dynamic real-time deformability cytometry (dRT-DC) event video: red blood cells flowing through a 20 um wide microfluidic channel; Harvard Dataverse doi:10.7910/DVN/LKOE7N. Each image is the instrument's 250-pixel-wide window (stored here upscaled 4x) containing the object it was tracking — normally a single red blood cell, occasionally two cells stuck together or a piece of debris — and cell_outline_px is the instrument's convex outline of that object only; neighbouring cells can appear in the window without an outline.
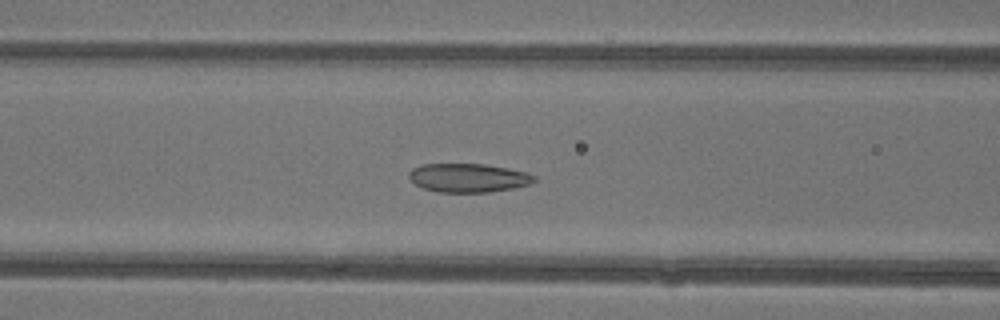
{"species": "common noctule bat (a hibernating species)", "species_latin": "Nyctalus noctula", "temperature_condition": "warm", "stored_images_in_passage": 47, "camera_frame_rate_fps": 3000, "um_per_image_px": 0.085, "animal": {"sex": "female"}, "frame": {"image": 1, "passage_image": 20, "time_ms": 6.333, "image_size_px": [1000, 320], "cell_outline_px": [[536, 180], [532, 184], [512, 188], [488, 192], [436, 192], [424, 188], [416, 184], [408, 176], [408, 172], [412, 168], [420, 164], [484, 164], [528, 172], [536, 176]], "centroid_in_image_um": [39.81, 15.11], "position_along_channel_um": 126.8, "area_um2": 21.04}}
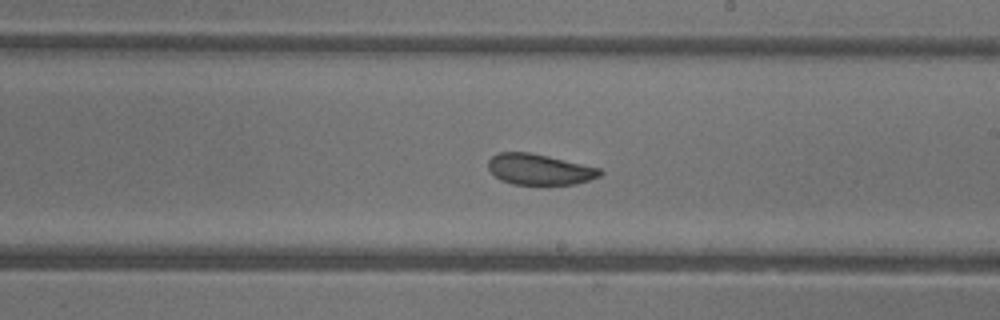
{"frame": {"image": 2, "passage_image": 28, "time_ms": 9.0, "image_size_px": [1000, 320], "cell_outline_px": [[604, 172], [600, 176], [576, 184], [512, 184], [500, 180], [488, 168], [488, 160], [492, 156], [500, 152], [528, 152], [548, 156], [600, 168]], "centroid_in_image_um": [45.85, 14.39], "position_along_channel_um": 243.2, "area_um2": 19.94}}
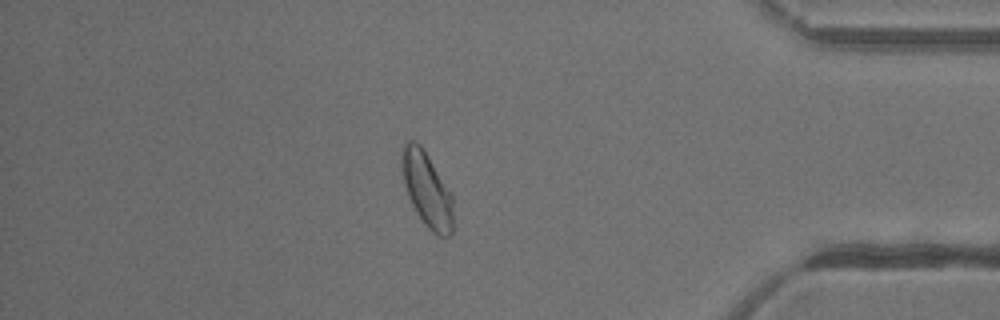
{"frame": {"image": 3, "passage_image": 41, "time_ms": 13.333, "image_size_px": [1000, 320], "cell_outline_px": [[452, 236], [436, 236], [424, 224], [416, 212], [408, 196], [404, 184], [400, 164], [400, 152], [404, 144], [408, 140], [412, 140], [420, 144], [452, 196]], "centroid_in_image_um": [36.24, 16.12], "position_along_channel_um": 399.0, "area_um2": 22.2}, "authors_computed_cell_mechanics": {"area_um2": 22.9466, "velocity_mm_per_s": 4.3722, "shape_relaxation_time_tau1_ms": 4.2554, "shape_relaxation_time_tau2_ms": 1.3409, "deformation_change_tau1": 0.1081, "deformation_change_tau2": 0.0648}}